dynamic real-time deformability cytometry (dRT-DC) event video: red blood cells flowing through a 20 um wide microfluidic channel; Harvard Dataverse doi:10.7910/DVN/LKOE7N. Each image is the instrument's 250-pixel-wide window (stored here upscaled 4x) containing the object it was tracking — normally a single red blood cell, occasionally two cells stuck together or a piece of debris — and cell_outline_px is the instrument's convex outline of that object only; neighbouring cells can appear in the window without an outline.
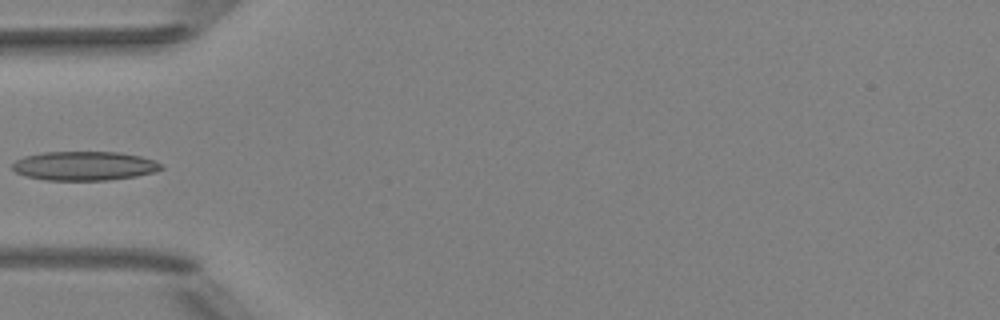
{"species": "Egyptian fruit bat (a non-hibernating species)", "species_latin": "Rousettus aegyptiacus", "temperature_condition": "room temperature", "stored_images_in_passage": 5, "camera_frame_rate_fps": 3000, "um_per_image_px": 0.085, "animal": {"sex": "female"}, "frame": {"image": 1, "passage_image": 5, "time_ms": 1.333, "image_size_px": [1000, 320], "cell_outline_px": [[164, 168], [156, 172], [136, 176], [108, 180], [44, 180], [24, 176], [16, 172], [12, 168], [12, 164], [16, 160], [24, 156], [44, 152], [120, 152], [140, 156], [156, 160]], "centroid_in_image_um": [7.18, 14.1], "position_along_channel_um": 77.8, "area_um2": 25.37}}